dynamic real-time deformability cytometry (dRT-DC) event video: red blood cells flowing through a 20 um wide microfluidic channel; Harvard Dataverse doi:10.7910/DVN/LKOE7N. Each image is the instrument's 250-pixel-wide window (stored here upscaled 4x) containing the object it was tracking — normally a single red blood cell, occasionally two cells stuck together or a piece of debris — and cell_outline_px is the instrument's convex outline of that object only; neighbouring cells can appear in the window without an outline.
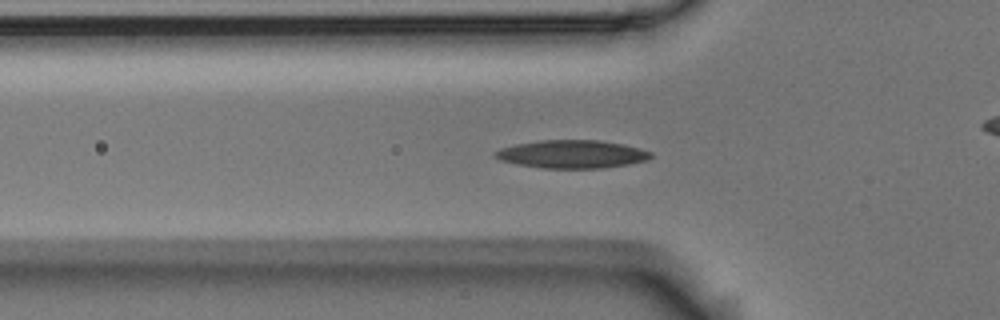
{"species": "Egyptian fruit bat (a non-hibernating species)", "species_latin": "Rousettus aegyptiacus", "temperature_condition": "room temperature", "stored_images_in_passage": 57, "camera_frame_rate_fps": 3000, "um_per_image_px": 0.085, "animal": {"sex": "male"}, "frame": {"image": 1, "passage_image": 18, "time_ms": 5.667, "image_size_px": [1000, 320], "cell_outline_px": [[652, 156], [648, 160], [628, 164], [604, 168], [540, 168], [516, 164], [500, 160], [492, 156], [492, 152], [500, 148], [516, 144], [540, 140], [596, 140], [624, 144], [640, 148], [652, 152]], "centroid_in_image_um": [48.59, 13.1], "position_along_channel_um": 77.2, "area_um2": 25.66}}
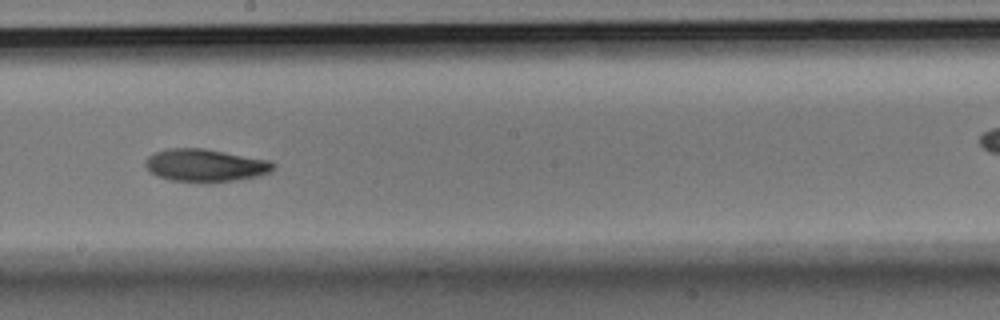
{"frame": {"image": 2, "passage_image": 31, "time_ms": 10.0, "image_size_px": [1000, 320], "cell_outline_px": [[276, 164], [272, 172], [256, 176], [236, 180], [208, 184], [168, 180], [156, 176], [144, 164], [144, 160], [148, 156], [156, 152], [168, 148], [204, 148], [272, 160]], "centroid_in_image_um": [17.47, 14.07], "position_along_channel_um": 230.7, "area_um2": 24.97}}
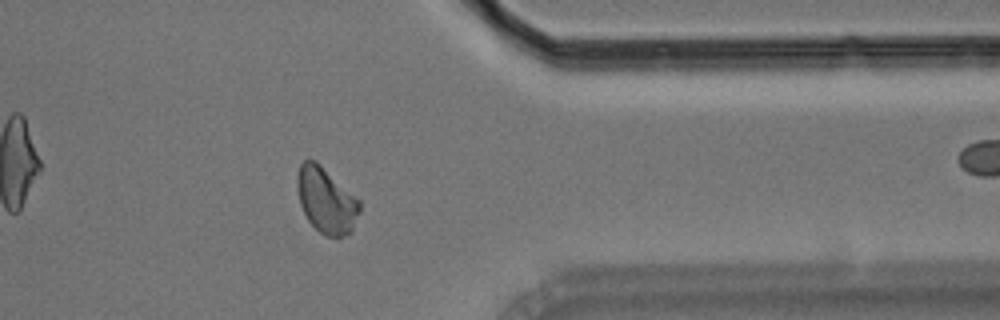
{"frame": {"image": 3, "passage_image": 45, "time_ms": 14.667, "image_size_px": [1000, 320], "cell_outline_px": [[360, 212], [352, 232], [336, 240], [320, 232], [308, 220], [300, 204], [296, 184], [296, 176], [300, 164], [304, 160], [316, 160], [360, 200]], "centroid_in_image_um": [27.74, 17.05], "position_along_channel_um": 383.7, "area_um2": 24.16}, "authors_computed_cell_mechanics": {"area_um2": 23.409, "velocity_mm_per_s": 3.5263, "shape_relaxation_time_tau1_ms": 7.087, "shape_relaxation_time_tau2_ms": null, "deformation_change_tau1": 0.1703, "deformation_change_tau2": null}}